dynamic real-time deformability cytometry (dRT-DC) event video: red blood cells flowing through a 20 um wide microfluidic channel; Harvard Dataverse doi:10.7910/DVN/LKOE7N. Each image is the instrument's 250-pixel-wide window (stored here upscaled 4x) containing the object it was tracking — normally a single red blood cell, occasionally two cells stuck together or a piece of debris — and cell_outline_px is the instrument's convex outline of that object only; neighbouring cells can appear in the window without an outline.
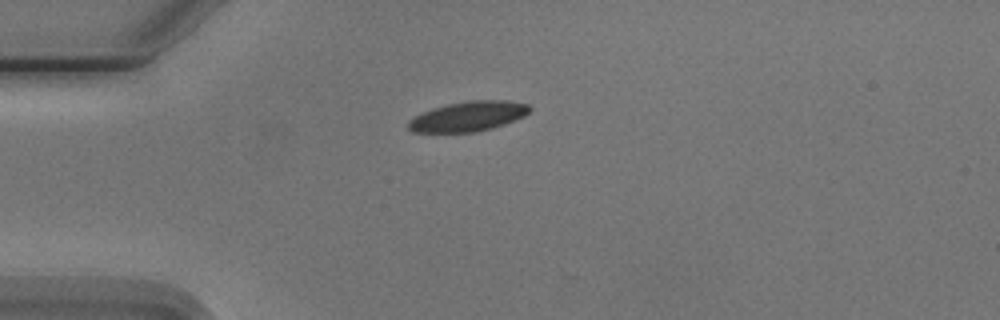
{"species": "Egyptian fruit bat (a non-hibernating species)", "species_latin": "Rousettus aegyptiacus", "temperature_condition": "cold", "stored_images_in_passage": 3, "camera_frame_rate_fps": 3000, "um_per_image_px": 0.085, "animal": {"sex": "male"}, "frame": {"image": 1, "passage_image": 1, "time_ms": 0.0, "image_size_px": [1000, 320], "cell_outline_px": [[532, 108], [524, 116], [504, 124], [492, 128], [476, 132], [412, 132], [408, 128], [408, 120], [432, 108], [448, 104], [468, 100], [508, 100], [528, 104]], "centroid_in_image_um": [39.81, 9.88], "position_along_channel_um": 45.2, "area_um2": 21.1}}
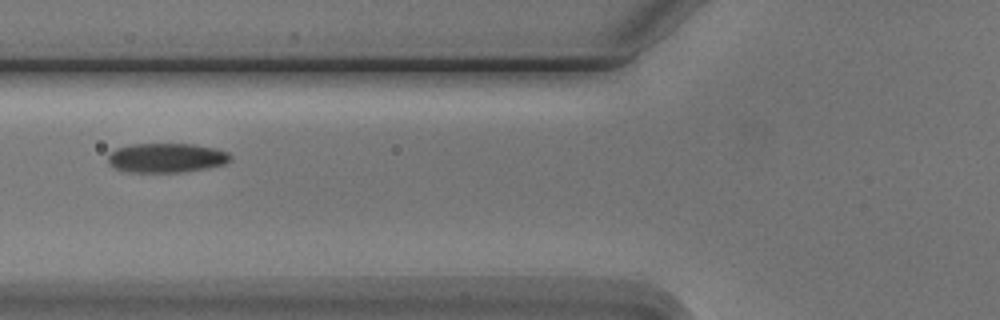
{"frame": {"image": 2, "passage_image": 3, "time_ms": 2.333, "image_size_px": [1000, 320], "cell_outline_px": [[232, 160], [224, 164], [208, 168], [180, 172], [132, 172], [116, 168], [108, 160], [108, 156], [116, 148], [132, 144], [192, 144], [216, 148], [228, 152], [232, 156]], "centroid_in_image_um": [14.21, 13.41], "position_along_channel_um": 111.6, "area_um2": 20.87}}